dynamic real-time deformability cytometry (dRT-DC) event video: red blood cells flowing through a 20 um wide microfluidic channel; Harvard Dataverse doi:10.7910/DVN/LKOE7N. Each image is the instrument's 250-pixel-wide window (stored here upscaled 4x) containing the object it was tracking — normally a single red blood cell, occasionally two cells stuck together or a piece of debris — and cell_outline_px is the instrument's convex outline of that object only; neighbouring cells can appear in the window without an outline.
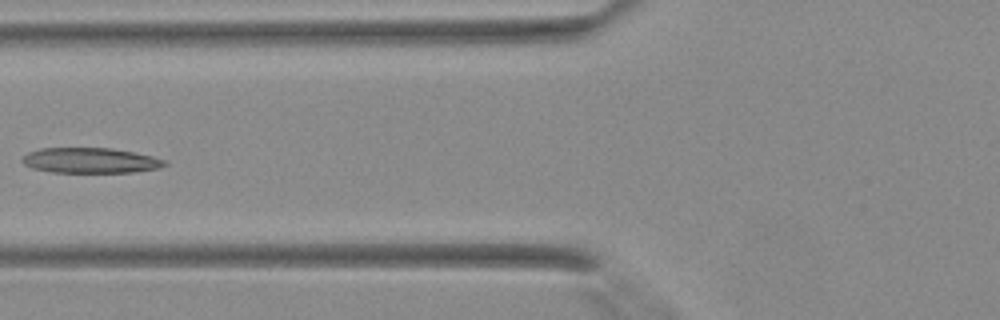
{"species": "Egyptian fruit bat (a non-hibernating species)", "species_latin": "Rousettus aegyptiacus", "temperature_condition": "warm", "stored_images_in_passage": 4, "camera_frame_rate_fps": 3000, "um_per_image_px": 0.085, "animal": {"sex": "female"}, "frame": {"image": 1, "passage_image": 4, "time_ms": 1.0, "image_size_px": [1000, 320], "cell_outline_px": [[168, 164], [160, 168], [132, 172], [52, 172], [32, 168], [24, 164], [20, 160], [28, 152], [40, 148], [112, 148], [152, 156], [164, 160]], "centroid_in_image_um": [7.66, 13.64], "position_along_channel_um": 118.1, "area_um2": 20.92}}